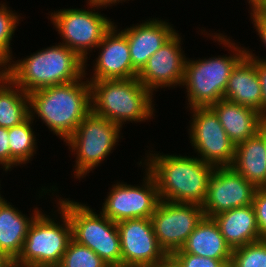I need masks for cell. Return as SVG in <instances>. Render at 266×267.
I'll return each instance as SVG.
<instances>
[{"label":"cell","mask_w":266,"mask_h":267,"mask_svg":"<svg viewBox=\"0 0 266 267\" xmlns=\"http://www.w3.org/2000/svg\"><path fill=\"white\" fill-rule=\"evenodd\" d=\"M122 266L159 267L168 257L159 245L150 218L127 219L116 223Z\"/></svg>","instance_id":"cell-13"},{"label":"cell","mask_w":266,"mask_h":267,"mask_svg":"<svg viewBox=\"0 0 266 267\" xmlns=\"http://www.w3.org/2000/svg\"><path fill=\"white\" fill-rule=\"evenodd\" d=\"M181 37L176 32L151 57L138 73L137 79L152 94L159 87H174L183 82L186 56L181 49Z\"/></svg>","instance_id":"cell-15"},{"label":"cell","mask_w":266,"mask_h":267,"mask_svg":"<svg viewBox=\"0 0 266 267\" xmlns=\"http://www.w3.org/2000/svg\"><path fill=\"white\" fill-rule=\"evenodd\" d=\"M92 111L120 128L126 121L141 122L153 117V94L137 79L89 81Z\"/></svg>","instance_id":"cell-4"},{"label":"cell","mask_w":266,"mask_h":267,"mask_svg":"<svg viewBox=\"0 0 266 267\" xmlns=\"http://www.w3.org/2000/svg\"><path fill=\"white\" fill-rule=\"evenodd\" d=\"M145 172L142 187L124 182L112 185L100 212L115 223L127 219L151 218L160 198L155 179L146 169Z\"/></svg>","instance_id":"cell-12"},{"label":"cell","mask_w":266,"mask_h":267,"mask_svg":"<svg viewBox=\"0 0 266 267\" xmlns=\"http://www.w3.org/2000/svg\"><path fill=\"white\" fill-rule=\"evenodd\" d=\"M40 212L36 207L28 218L4 199L0 204V252L15 261L22 251L32 221Z\"/></svg>","instance_id":"cell-22"},{"label":"cell","mask_w":266,"mask_h":267,"mask_svg":"<svg viewBox=\"0 0 266 267\" xmlns=\"http://www.w3.org/2000/svg\"><path fill=\"white\" fill-rule=\"evenodd\" d=\"M159 267H182L172 256H168Z\"/></svg>","instance_id":"cell-37"},{"label":"cell","mask_w":266,"mask_h":267,"mask_svg":"<svg viewBox=\"0 0 266 267\" xmlns=\"http://www.w3.org/2000/svg\"><path fill=\"white\" fill-rule=\"evenodd\" d=\"M226 37V38H225ZM214 39L231 48L233 55L204 58L199 60H186L182 86L187 90L188 106L209 107L224 98L231 71L246 55L244 47L235 46L227 36L215 33ZM235 52V53H234ZM186 85V86H185ZM190 105V106H189Z\"/></svg>","instance_id":"cell-5"},{"label":"cell","mask_w":266,"mask_h":267,"mask_svg":"<svg viewBox=\"0 0 266 267\" xmlns=\"http://www.w3.org/2000/svg\"><path fill=\"white\" fill-rule=\"evenodd\" d=\"M251 10L266 23V0L259 1Z\"/></svg>","instance_id":"cell-34"},{"label":"cell","mask_w":266,"mask_h":267,"mask_svg":"<svg viewBox=\"0 0 266 267\" xmlns=\"http://www.w3.org/2000/svg\"><path fill=\"white\" fill-rule=\"evenodd\" d=\"M223 99L253 108L262 116V91L255 58L245 55L236 64L228 79Z\"/></svg>","instance_id":"cell-19"},{"label":"cell","mask_w":266,"mask_h":267,"mask_svg":"<svg viewBox=\"0 0 266 267\" xmlns=\"http://www.w3.org/2000/svg\"><path fill=\"white\" fill-rule=\"evenodd\" d=\"M116 29V25H113L97 46L101 52L95 60L92 78L88 81L131 79L138 76L132 66L127 37Z\"/></svg>","instance_id":"cell-16"},{"label":"cell","mask_w":266,"mask_h":267,"mask_svg":"<svg viewBox=\"0 0 266 267\" xmlns=\"http://www.w3.org/2000/svg\"><path fill=\"white\" fill-rule=\"evenodd\" d=\"M58 44L39 50L23 60L9 61L0 70L27 94L84 79L86 62L66 45Z\"/></svg>","instance_id":"cell-2"},{"label":"cell","mask_w":266,"mask_h":267,"mask_svg":"<svg viewBox=\"0 0 266 267\" xmlns=\"http://www.w3.org/2000/svg\"><path fill=\"white\" fill-rule=\"evenodd\" d=\"M252 9L261 0H247Z\"/></svg>","instance_id":"cell-38"},{"label":"cell","mask_w":266,"mask_h":267,"mask_svg":"<svg viewBox=\"0 0 266 267\" xmlns=\"http://www.w3.org/2000/svg\"><path fill=\"white\" fill-rule=\"evenodd\" d=\"M209 107L216 113L235 146L254 136L266 124V120L255 109L225 99Z\"/></svg>","instance_id":"cell-18"},{"label":"cell","mask_w":266,"mask_h":267,"mask_svg":"<svg viewBox=\"0 0 266 267\" xmlns=\"http://www.w3.org/2000/svg\"><path fill=\"white\" fill-rule=\"evenodd\" d=\"M204 217L201 205L160 199L150 219L159 245L171 256L182 248Z\"/></svg>","instance_id":"cell-10"},{"label":"cell","mask_w":266,"mask_h":267,"mask_svg":"<svg viewBox=\"0 0 266 267\" xmlns=\"http://www.w3.org/2000/svg\"><path fill=\"white\" fill-rule=\"evenodd\" d=\"M182 267H229L231 259H212L191 253L171 255Z\"/></svg>","instance_id":"cell-29"},{"label":"cell","mask_w":266,"mask_h":267,"mask_svg":"<svg viewBox=\"0 0 266 267\" xmlns=\"http://www.w3.org/2000/svg\"><path fill=\"white\" fill-rule=\"evenodd\" d=\"M257 189L231 166L214 168L202 205L205 217L212 218L221 212L251 205Z\"/></svg>","instance_id":"cell-14"},{"label":"cell","mask_w":266,"mask_h":267,"mask_svg":"<svg viewBox=\"0 0 266 267\" xmlns=\"http://www.w3.org/2000/svg\"><path fill=\"white\" fill-rule=\"evenodd\" d=\"M28 96L32 120L36 113L64 142L92 110L91 84L88 79L42 88Z\"/></svg>","instance_id":"cell-3"},{"label":"cell","mask_w":266,"mask_h":267,"mask_svg":"<svg viewBox=\"0 0 266 267\" xmlns=\"http://www.w3.org/2000/svg\"><path fill=\"white\" fill-rule=\"evenodd\" d=\"M109 267H126V266H109Z\"/></svg>","instance_id":"cell-40"},{"label":"cell","mask_w":266,"mask_h":267,"mask_svg":"<svg viewBox=\"0 0 266 267\" xmlns=\"http://www.w3.org/2000/svg\"><path fill=\"white\" fill-rule=\"evenodd\" d=\"M57 267H109L93 250L71 239Z\"/></svg>","instance_id":"cell-26"},{"label":"cell","mask_w":266,"mask_h":267,"mask_svg":"<svg viewBox=\"0 0 266 267\" xmlns=\"http://www.w3.org/2000/svg\"><path fill=\"white\" fill-rule=\"evenodd\" d=\"M231 167L257 188L266 187V124L235 146Z\"/></svg>","instance_id":"cell-20"},{"label":"cell","mask_w":266,"mask_h":267,"mask_svg":"<svg viewBox=\"0 0 266 267\" xmlns=\"http://www.w3.org/2000/svg\"><path fill=\"white\" fill-rule=\"evenodd\" d=\"M229 267H266V239L232 249Z\"/></svg>","instance_id":"cell-27"},{"label":"cell","mask_w":266,"mask_h":267,"mask_svg":"<svg viewBox=\"0 0 266 267\" xmlns=\"http://www.w3.org/2000/svg\"><path fill=\"white\" fill-rule=\"evenodd\" d=\"M8 8L5 3H0V66L2 68L12 60L10 43L20 20L19 15Z\"/></svg>","instance_id":"cell-28"},{"label":"cell","mask_w":266,"mask_h":267,"mask_svg":"<svg viewBox=\"0 0 266 267\" xmlns=\"http://www.w3.org/2000/svg\"><path fill=\"white\" fill-rule=\"evenodd\" d=\"M121 32L128 40L132 66L139 73L149 57L176 33V29L166 21L153 18Z\"/></svg>","instance_id":"cell-17"},{"label":"cell","mask_w":266,"mask_h":267,"mask_svg":"<svg viewBox=\"0 0 266 267\" xmlns=\"http://www.w3.org/2000/svg\"><path fill=\"white\" fill-rule=\"evenodd\" d=\"M174 253H191L212 259H231L232 249L226 243L214 219L204 217L182 248Z\"/></svg>","instance_id":"cell-23"},{"label":"cell","mask_w":266,"mask_h":267,"mask_svg":"<svg viewBox=\"0 0 266 267\" xmlns=\"http://www.w3.org/2000/svg\"><path fill=\"white\" fill-rule=\"evenodd\" d=\"M246 55L256 59V69L262 91V117L266 120V59L256 57L251 51L246 50Z\"/></svg>","instance_id":"cell-31"},{"label":"cell","mask_w":266,"mask_h":267,"mask_svg":"<svg viewBox=\"0 0 266 267\" xmlns=\"http://www.w3.org/2000/svg\"><path fill=\"white\" fill-rule=\"evenodd\" d=\"M5 198L1 197V194H0V204L4 201Z\"/></svg>","instance_id":"cell-39"},{"label":"cell","mask_w":266,"mask_h":267,"mask_svg":"<svg viewBox=\"0 0 266 267\" xmlns=\"http://www.w3.org/2000/svg\"><path fill=\"white\" fill-rule=\"evenodd\" d=\"M32 123L33 120L29 117L22 124L8 128L10 169L20 164H26L36 153L37 143L31 128Z\"/></svg>","instance_id":"cell-25"},{"label":"cell","mask_w":266,"mask_h":267,"mask_svg":"<svg viewBox=\"0 0 266 267\" xmlns=\"http://www.w3.org/2000/svg\"><path fill=\"white\" fill-rule=\"evenodd\" d=\"M88 1V5H94L97 7V9L102 8V7H107V6H111L112 4L115 3H119L122 1H126V0H87ZM99 7V8H98Z\"/></svg>","instance_id":"cell-35"},{"label":"cell","mask_w":266,"mask_h":267,"mask_svg":"<svg viewBox=\"0 0 266 267\" xmlns=\"http://www.w3.org/2000/svg\"><path fill=\"white\" fill-rule=\"evenodd\" d=\"M89 6L94 12L92 9L69 8L60 9L50 15L54 27L63 38L62 44L72 49L85 62L92 48H97L104 35L115 24L108 17L95 12L96 6Z\"/></svg>","instance_id":"cell-9"},{"label":"cell","mask_w":266,"mask_h":267,"mask_svg":"<svg viewBox=\"0 0 266 267\" xmlns=\"http://www.w3.org/2000/svg\"><path fill=\"white\" fill-rule=\"evenodd\" d=\"M226 243L235 249L261 239L253 205L237 207L212 217Z\"/></svg>","instance_id":"cell-21"},{"label":"cell","mask_w":266,"mask_h":267,"mask_svg":"<svg viewBox=\"0 0 266 267\" xmlns=\"http://www.w3.org/2000/svg\"><path fill=\"white\" fill-rule=\"evenodd\" d=\"M121 128L92 110L65 141L76 156L75 178H83L114 150ZM76 152V153H75ZM85 175V176H84Z\"/></svg>","instance_id":"cell-8"},{"label":"cell","mask_w":266,"mask_h":267,"mask_svg":"<svg viewBox=\"0 0 266 267\" xmlns=\"http://www.w3.org/2000/svg\"><path fill=\"white\" fill-rule=\"evenodd\" d=\"M147 157L144 164L156 181L161 200L203 205L213 166L194 156L150 153Z\"/></svg>","instance_id":"cell-1"},{"label":"cell","mask_w":266,"mask_h":267,"mask_svg":"<svg viewBox=\"0 0 266 267\" xmlns=\"http://www.w3.org/2000/svg\"><path fill=\"white\" fill-rule=\"evenodd\" d=\"M252 205L255 210L261 239H266V187L256 190Z\"/></svg>","instance_id":"cell-30"},{"label":"cell","mask_w":266,"mask_h":267,"mask_svg":"<svg viewBox=\"0 0 266 267\" xmlns=\"http://www.w3.org/2000/svg\"><path fill=\"white\" fill-rule=\"evenodd\" d=\"M29 117L28 94L0 70V127L20 125Z\"/></svg>","instance_id":"cell-24"},{"label":"cell","mask_w":266,"mask_h":267,"mask_svg":"<svg viewBox=\"0 0 266 267\" xmlns=\"http://www.w3.org/2000/svg\"><path fill=\"white\" fill-rule=\"evenodd\" d=\"M63 224L41 211L32 221L15 267H57L72 239L67 213L58 205ZM57 222V223H56Z\"/></svg>","instance_id":"cell-7"},{"label":"cell","mask_w":266,"mask_h":267,"mask_svg":"<svg viewBox=\"0 0 266 267\" xmlns=\"http://www.w3.org/2000/svg\"><path fill=\"white\" fill-rule=\"evenodd\" d=\"M251 19H253V25L256 27V31L261 39V41L266 46V23H264L252 10H251Z\"/></svg>","instance_id":"cell-33"},{"label":"cell","mask_w":266,"mask_h":267,"mask_svg":"<svg viewBox=\"0 0 266 267\" xmlns=\"http://www.w3.org/2000/svg\"><path fill=\"white\" fill-rule=\"evenodd\" d=\"M57 204L67 213L72 227V239L93 250L109 266H122L120 234L115 222L95 214L86 204L58 199Z\"/></svg>","instance_id":"cell-6"},{"label":"cell","mask_w":266,"mask_h":267,"mask_svg":"<svg viewBox=\"0 0 266 267\" xmlns=\"http://www.w3.org/2000/svg\"><path fill=\"white\" fill-rule=\"evenodd\" d=\"M192 122L189 138L198 157L214 168L232 165L235 145L230 141L216 113L210 107L190 108Z\"/></svg>","instance_id":"cell-11"},{"label":"cell","mask_w":266,"mask_h":267,"mask_svg":"<svg viewBox=\"0 0 266 267\" xmlns=\"http://www.w3.org/2000/svg\"><path fill=\"white\" fill-rule=\"evenodd\" d=\"M0 164L4 170L10 171V146L8 128L0 127Z\"/></svg>","instance_id":"cell-32"},{"label":"cell","mask_w":266,"mask_h":267,"mask_svg":"<svg viewBox=\"0 0 266 267\" xmlns=\"http://www.w3.org/2000/svg\"><path fill=\"white\" fill-rule=\"evenodd\" d=\"M0 267H15L14 260H12L7 254L0 252Z\"/></svg>","instance_id":"cell-36"}]
</instances>
